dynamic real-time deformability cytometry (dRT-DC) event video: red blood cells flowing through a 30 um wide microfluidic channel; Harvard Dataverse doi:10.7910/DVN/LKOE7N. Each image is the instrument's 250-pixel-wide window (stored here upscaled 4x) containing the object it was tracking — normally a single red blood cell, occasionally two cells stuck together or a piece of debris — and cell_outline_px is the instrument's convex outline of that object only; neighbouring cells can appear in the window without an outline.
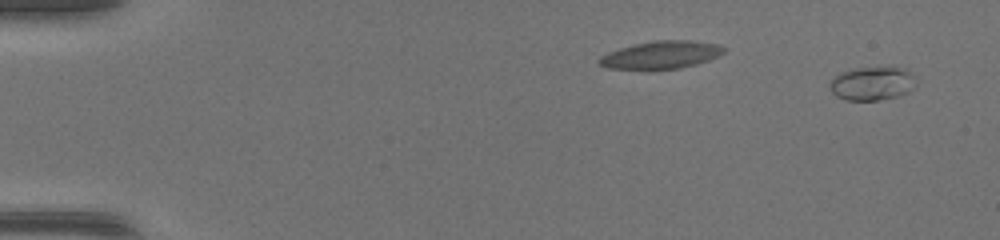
{"species": "common noctule bat (a hibernating species)", "species_latin": "Nyctalus noctula", "temperature_condition": "warm", "stored_images_in_passage": 36, "camera_frame_rate_fps": 3000, "um_per_image_px": 0.085, "animal": {"sex": "female", "body_mass_g": 17.0, "forearm_length_mm": 48.0}, "frame": {"image": 1, "passage_image": 2, "time_ms": 0.333, "image_size_px": [1000, 240], "cell_outline_px": [[916, 88], [900, 96], [880, 100], [844, 100], [836, 96], [832, 92], [828, 84], [840, 72], [852, 68], [888, 64], [904, 68], [912, 72], [916, 84]], "centroid_in_image_um": [74.19, 7.05], "position_along_channel_um": 10.8, "area_um2": 17.8}}
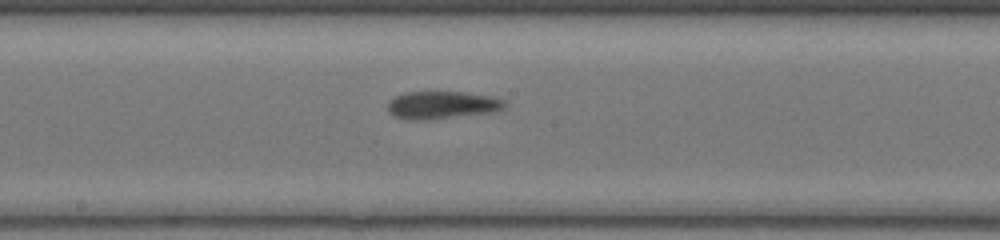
{"frame": {"image": 2, "passage_image": 20, "time_ms": 6.333, "image_size_px": [1000, 240], "cell_outline_px": [[508, 104], [504, 108], [492, 112], [428, 120], [408, 120], [396, 116], [388, 112], [388, 100], [396, 96], [408, 92], [464, 92], [492, 96], [504, 100]], "centroid_in_image_um": [37.58, 8.93], "position_along_channel_um": 210.6, "area_um2": 18.9}}
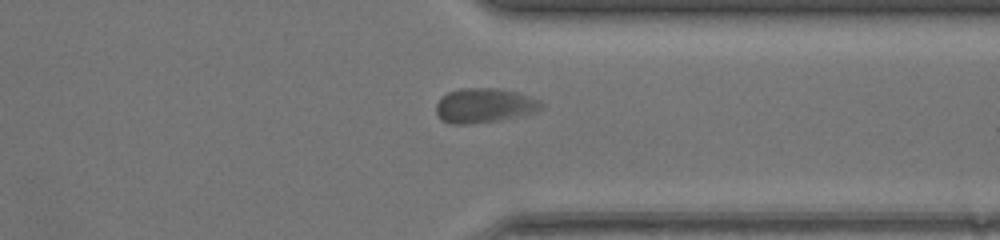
{"frame": {"image": 3, "passage_image": 31, "time_ms": 10.0, "image_size_px": [1000, 240], "cell_outline_px": [[544, 108], [536, 112], [524, 116], [500, 120], [468, 124], [448, 124], [436, 112], [436, 104], [448, 92], [460, 88], [500, 88], [516, 92], [540, 100], [544, 104]], "centroid_in_image_um": [41.23, 8.97], "position_along_channel_um": 370.2, "area_um2": 21.33}}